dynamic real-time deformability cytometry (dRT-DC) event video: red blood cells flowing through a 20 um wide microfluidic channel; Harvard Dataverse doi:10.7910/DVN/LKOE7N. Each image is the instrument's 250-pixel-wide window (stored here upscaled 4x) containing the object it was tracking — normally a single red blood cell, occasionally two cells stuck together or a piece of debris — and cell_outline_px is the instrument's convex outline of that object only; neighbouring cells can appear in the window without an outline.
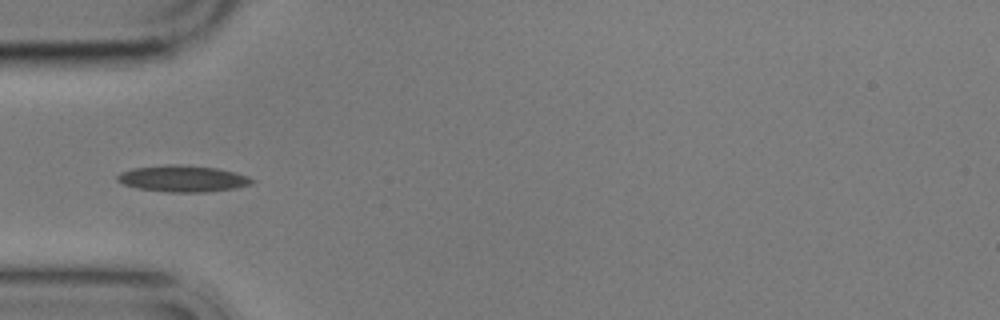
{"species": "common noctule bat (a hibernating species)", "species_latin": "Nyctalus noctula", "temperature_condition": "cold", "stored_images_in_passage": 4, "camera_frame_rate_fps": 3000, "um_per_image_px": 0.085, "animal": {"sex": "male", "body_mass_g": 17.9}, "frame": {"image": 1, "passage_image": 3, "time_ms": 2.333, "image_size_px": [1000, 320], "cell_outline_px": [[256, 180], [252, 184], [232, 188], [204, 192], [168, 192], [140, 188], [124, 184], [116, 180], [116, 176], [120, 172], [132, 168], [176, 164], [216, 168], [236, 172], [248, 176]], "centroid_in_image_um": [15.54, 15.18], "position_along_channel_um": 69.5, "area_um2": 20.52}}